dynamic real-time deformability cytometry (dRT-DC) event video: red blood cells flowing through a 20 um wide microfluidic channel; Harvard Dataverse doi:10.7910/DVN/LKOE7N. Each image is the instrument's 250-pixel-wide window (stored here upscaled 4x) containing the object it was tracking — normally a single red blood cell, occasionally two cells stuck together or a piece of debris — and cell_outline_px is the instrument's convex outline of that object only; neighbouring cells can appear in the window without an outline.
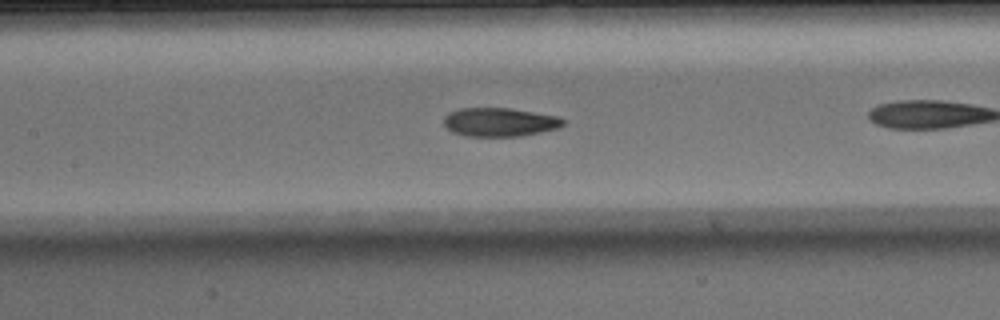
{"species": "Egyptian fruit bat (a non-hibernating species)", "species_latin": "Rousettus aegyptiacus", "temperature_condition": "warm", "stored_images_in_passage": 24, "camera_frame_rate_fps": 3000, "um_per_image_px": 0.085, "animal": {"sex": "male"}, "frame": {"image": 1, "passage_image": 8, "time_ms": 2.333, "image_size_px": [1000, 320], "cell_outline_px": [[564, 124], [560, 128], [520, 136], [464, 136], [452, 132], [444, 124], [444, 116], [448, 112], [460, 108], [508, 108], [560, 116], [564, 120]], "centroid_in_image_um": [42.47, 10.38], "position_along_channel_um": 164.9, "area_um2": 20.06}}